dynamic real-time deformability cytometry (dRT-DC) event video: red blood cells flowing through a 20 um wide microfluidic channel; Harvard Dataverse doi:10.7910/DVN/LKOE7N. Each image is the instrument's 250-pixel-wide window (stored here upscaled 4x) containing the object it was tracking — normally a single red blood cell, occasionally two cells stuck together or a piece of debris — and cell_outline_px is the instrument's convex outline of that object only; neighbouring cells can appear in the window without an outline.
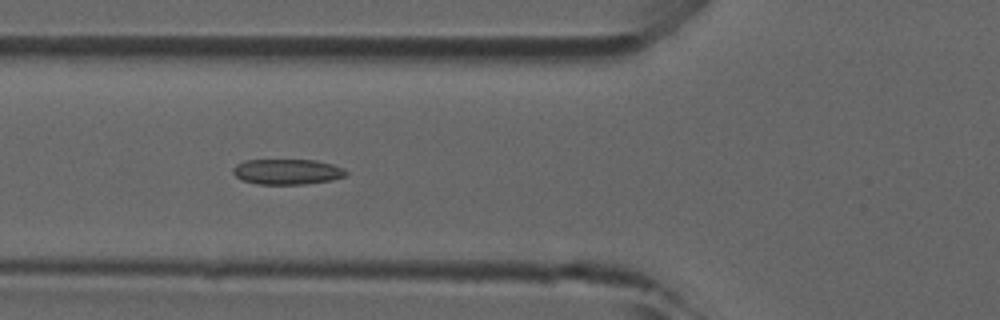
{"species": "common noctule bat (a hibernating species)", "species_latin": "Nyctalus noctula", "temperature_condition": "room temperature", "stored_images_in_passage": 43, "camera_frame_rate_fps": 3000, "um_per_image_px": 0.085, "animal": {"sex": "male", "forearm_length_mm": 52.5}, "frame": {"image": 1, "passage_image": 13, "time_ms": 4.0, "image_size_px": [1000, 320], "cell_outline_px": [[348, 172], [344, 176], [332, 180], [304, 184], [256, 184], [244, 180], [236, 176], [232, 172], [232, 168], [236, 164], [244, 160], [316, 160], [332, 164], [344, 168]], "centroid_in_image_um": [24.41, 14.59], "position_along_channel_um": 101.4, "area_um2": 16.76}}